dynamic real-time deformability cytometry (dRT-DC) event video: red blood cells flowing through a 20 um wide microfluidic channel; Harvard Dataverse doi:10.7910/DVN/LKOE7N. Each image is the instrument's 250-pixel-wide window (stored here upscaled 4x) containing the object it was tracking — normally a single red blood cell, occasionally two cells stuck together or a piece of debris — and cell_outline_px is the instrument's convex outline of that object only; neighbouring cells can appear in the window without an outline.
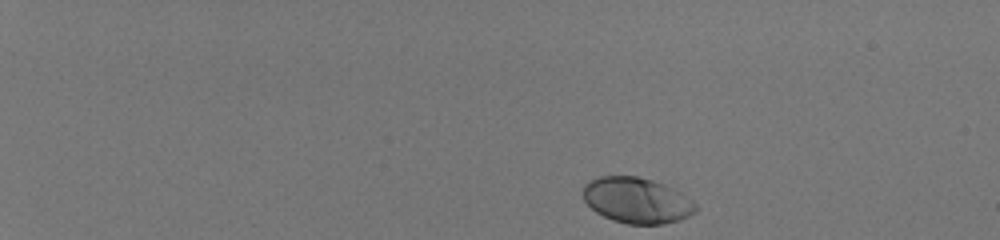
{"species": "human", "species_latin": "Homo sapiens", "temperature_condition": "room temperature", "stored_images_in_passage": 45, "camera_frame_rate_fps": 3000, "um_per_image_px": 0.085, "donor": {"sex": "male"}, "frame": {"image": 1, "passage_image": 1, "time_ms": 0.0, "image_size_px": [1000, 240], "cell_outline_px": [[696, 212], [680, 220], [664, 224], [628, 224], [612, 220], [596, 212], [584, 200], [584, 184], [600, 176], [636, 176], [652, 180], [664, 184], [680, 192], [692, 200], [696, 204]], "centroid_in_image_um": [54.15, 17.04], "position_along_channel_um": 30.9, "area_um2": 29.88}}
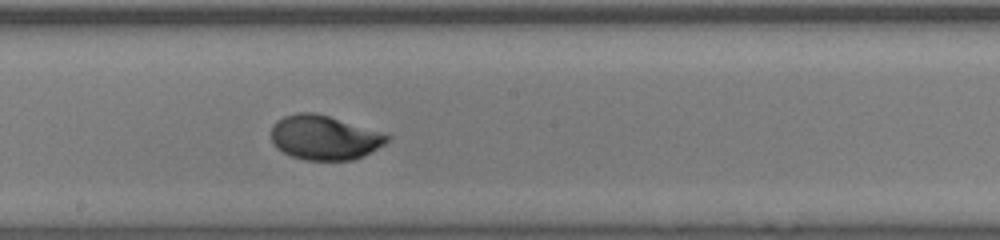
{"frame": {"image": 2, "passage_image": 26, "time_ms": 8.333, "image_size_px": [1000, 240], "cell_outline_px": [[392, 136], [384, 144], [364, 156], [352, 160], [304, 160], [292, 156], [276, 148], [272, 144], [272, 124], [276, 120], [284, 116], [296, 112], [312, 112], [328, 116], [380, 132]], "centroid_in_image_um": [27.53, 11.7], "position_along_channel_um": 220.7, "area_um2": 29.88}}
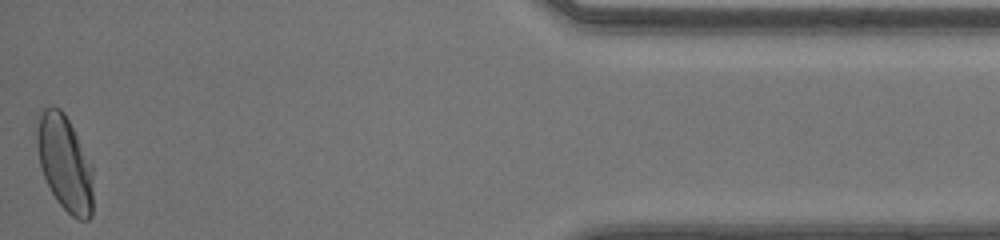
{"frame": {"image": 3, "passage_image": 45, "time_ms": 14.667, "image_size_px": [1000, 240], "cell_outline_px": [[92, 216], [88, 220], [80, 220], [72, 216], [56, 200], [40, 168], [36, 144], [36, 116], [44, 108], [52, 104], [60, 108], [64, 112], [92, 164]], "centroid_in_image_um": [5.48, 13.82], "position_along_channel_um": 429.7, "area_um2": 31.62}, "authors_computed_cell_mechanics": {"area_um2": 29.767, "velocity_mm_per_s": 4.1116, "shape_relaxation_time_tau1_ms": 2.3056, "shape_relaxation_time_tau2_ms": null, "deformation_change_tau1": 0.1458, "deformation_change_tau2": null}}